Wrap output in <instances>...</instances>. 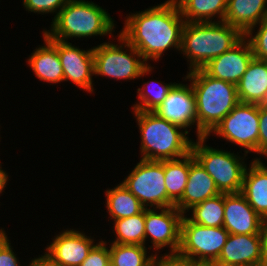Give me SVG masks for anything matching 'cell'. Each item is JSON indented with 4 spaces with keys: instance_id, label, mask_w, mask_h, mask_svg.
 Returning a JSON list of instances; mask_svg holds the SVG:
<instances>
[{
    "instance_id": "cell-1",
    "label": "cell",
    "mask_w": 267,
    "mask_h": 266,
    "mask_svg": "<svg viewBox=\"0 0 267 266\" xmlns=\"http://www.w3.org/2000/svg\"><path fill=\"white\" fill-rule=\"evenodd\" d=\"M123 21L119 34L149 65L159 63L166 51L180 53L185 20L174 2L165 0L142 11L127 13Z\"/></svg>"
},
{
    "instance_id": "cell-2",
    "label": "cell",
    "mask_w": 267,
    "mask_h": 266,
    "mask_svg": "<svg viewBox=\"0 0 267 266\" xmlns=\"http://www.w3.org/2000/svg\"><path fill=\"white\" fill-rule=\"evenodd\" d=\"M51 21L48 30L43 27V32L50 39L63 42H74L76 39L83 41L98 36L111 39L115 37L117 28V22L106 8L91 0H68Z\"/></svg>"
},
{
    "instance_id": "cell-3",
    "label": "cell",
    "mask_w": 267,
    "mask_h": 266,
    "mask_svg": "<svg viewBox=\"0 0 267 266\" xmlns=\"http://www.w3.org/2000/svg\"><path fill=\"white\" fill-rule=\"evenodd\" d=\"M243 38L239 29L224 21H185L179 54L187 60L186 72L203 69L211 59L232 49Z\"/></svg>"
},
{
    "instance_id": "cell-4",
    "label": "cell",
    "mask_w": 267,
    "mask_h": 266,
    "mask_svg": "<svg viewBox=\"0 0 267 266\" xmlns=\"http://www.w3.org/2000/svg\"><path fill=\"white\" fill-rule=\"evenodd\" d=\"M196 104L197 138L207 137L240 102L236 84L216 79L203 69L186 72Z\"/></svg>"
},
{
    "instance_id": "cell-5",
    "label": "cell",
    "mask_w": 267,
    "mask_h": 266,
    "mask_svg": "<svg viewBox=\"0 0 267 266\" xmlns=\"http://www.w3.org/2000/svg\"><path fill=\"white\" fill-rule=\"evenodd\" d=\"M138 128L139 158L178 159L191 153L193 138L183 128L159 117L153 111H131Z\"/></svg>"
},
{
    "instance_id": "cell-6",
    "label": "cell",
    "mask_w": 267,
    "mask_h": 266,
    "mask_svg": "<svg viewBox=\"0 0 267 266\" xmlns=\"http://www.w3.org/2000/svg\"><path fill=\"white\" fill-rule=\"evenodd\" d=\"M111 40L93 46L94 78L101 76L114 81L130 82L140 78L143 80V77L152 75V71L154 73V69H157L154 68L157 66L149 65L120 34L117 33V37ZM116 40L118 43H115Z\"/></svg>"
},
{
    "instance_id": "cell-7",
    "label": "cell",
    "mask_w": 267,
    "mask_h": 266,
    "mask_svg": "<svg viewBox=\"0 0 267 266\" xmlns=\"http://www.w3.org/2000/svg\"><path fill=\"white\" fill-rule=\"evenodd\" d=\"M208 137L193 140L191 153L206 172L214 179L220 193H240L246 168L249 165L248 154L220 149L207 144ZM241 155H240V154ZM247 157V158H246ZM248 163V164H247Z\"/></svg>"
},
{
    "instance_id": "cell-8",
    "label": "cell",
    "mask_w": 267,
    "mask_h": 266,
    "mask_svg": "<svg viewBox=\"0 0 267 266\" xmlns=\"http://www.w3.org/2000/svg\"><path fill=\"white\" fill-rule=\"evenodd\" d=\"M211 136L241 148L239 151L258 160L259 105L239 102L207 137Z\"/></svg>"
},
{
    "instance_id": "cell-9",
    "label": "cell",
    "mask_w": 267,
    "mask_h": 266,
    "mask_svg": "<svg viewBox=\"0 0 267 266\" xmlns=\"http://www.w3.org/2000/svg\"><path fill=\"white\" fill-rule=\"evenodd\" d=\"M229 232L223 227H206L192 222L185 214L181 222L177 256L190 263L215 262L227 242Z\"/></svg>"
},
{
    "instance_id": "cell-10",
    "label": "cell",
    "mask_w": 267,
    "mask_h": 266,
    "mask_svg": "<svg viewBox=\"0 0 267 266\" xmlns=\"http://www.w3.org/2000/svg\"><path fill=\"white\" fill-rule=\"evenodd\" d=\"M127 172L129 173L121 183L145 208L168 207L164 160L139 159V162Z\"/></svg>"
},
{
    "instance_id": "cell-11",
    "label": "cell",
    "mask_w": 267,
    "mask_h": 266,
    "mask_svg": "<svg viewBox=\"0 0 267 266\" xmlns=\"http://www.w3.org/2000/svg\"><path fill=\"white\" fill-rule=\"evenodd\" d=\"M183 216L175 206L146 208L145 247L148 246L155 255H162L166 248L168 250L163 255H176L180 247Z\"/></svg>"
},
{
    "instance_id": "cell-12",
    "label": "cell",
    "mask_w": 267,
    "mask_h": 266,
    "mask_svg": "<svg viewBox=\"0 0 267 266\" xmlns=\"http://www.w3.org/2000/svg\"><path fill=\"white\" fill-rule=\"evenodd\" d=\"M43 36L57 49L63 68L64 82L74 84L77 89L89 93H95V76L93 47L81 49L79 45L71 42H63L50 39L43 31Z\"/></svg>"
},
{
    "instance_id": "cell-13",
    "label": "cell",
    "mask_w": 267,
    "mask_h": 266,
    "mask_svg": "<svg viewBox=\"0 0 267 266\" xmlns=\"http://www.w3.org/2000/svg\"><path fill=\"white\" fill-rule=\"evenodd\" d=\"M81 228H65L55 233L43 252L61 266H80L92 248L101 240ZM88 233V234H87ZM95 238V239H94Z\"/></svg>"
},
{
    "instance_id": "cell-14",
    "label": "cell",
    "mask_w": 267,
    "mask_h": 266,
    "mask_svg": "<svg viewBox=\"0 0 267 266\" xmlns=\"http://www.w3.org/2000/svg\"><path fill=\"white\" fill-rule=\"evenodd\" d=\"M182 79V81H176L177 83L168 92L166 99L153 112L185 129L190 135L194 128V134L197 138L195 95L189 81L184 76Z\"/></svg>"
},
{
    "instance_id": "cell-15",
    "label": "cell",
    "mask_w": 267,
    "mask_h": 266,
    "mask_svg": "<svg viewBox=\"0 0 267 266\" xmlns=\"http://www.w3.org/2000/svg\"><path fill=\"white\" fill-rule=\"evenodd\" d=\"M266 224L241 193H224L223 227L229 234H262Z\"/></svg>"
},
{
    "instance_id": "cell-16",
    "label": "cell",
    "mask_w": 267,
    "mask_h": 266,
    "mask_svg": "<svg viewBox=\"0 0 267 266\" xmlns=\"http://www.w3.org/2000/svg\"><path fill=\"white\" fill-rule=\"evenodd\" d=\"M253 58L252 47L244 37L232 49L211 59L203 70L213 78L237 84Z\"/></svg>"
},
{
    "instance_id": "cell-17",
    "label": "cell",
    "mask_w": 267,
    "mask_h": 266,
    "mask_svg": "<svg viewBox=\"0 0 267 266\" xmlns=\"http://www.w3.org/2000/svg\"><path fill=\"white\" fill-rule=\"evenodd\" d=\"M262 260V234H229L215 261L223 266H258Z\"/></svg>"
},
{
    "instance_id": "cell-18",
    "label": "cell",
    "mask_w": 267,
    "mask_h": 266,
    "mask_svg": "<svg viewBox=\"0 0 267 266\" xmlns=\"http://www.w3.org/2000/svg\"><path fill=\"white\" fill-rule=\"evenodd\" d=\"M221 194L217 189L214 179L206 172L201 164L190 153V170L188 181L185 186L182 198L175 204V207L185 214L194 205L206 199Z\"/></svg>"
},
{
    "instance_id": "cell-19",
    "label": "cell",
    "mask_w": 267,
    "mask_h": 266,
    "mask_svg": "<svg viewBox=\"0 0 267 266\" xmlns=\"http://www.w3.org/2000/svg\"><path fill=\"white\" fill-rule=\"evenodd\" d=\"M42 38L44 43L37 45L25 62L43 84H61L64 82V73L57 49L43 35Z\"/></svg>"
},
{
    "instance_id": "cell-20",
    "label": "cell",
    "mask_w": 267,
    "mask_h": 266,
    "mask_svg": "<svg viewBox=\"0 0 267 266\" xmlns=\"http://www.w3.org/2000/svg\"><path fill=\"white\" fill-rule=\"evenodd\" d=\"M241 194L250 206L267 223V164L264 160H248Z\"/></svg>"
},
{
    "instance_id": "cell-21",
    "label": "cell",
    "mask_w": 267,
    "mask_h": 266,
    "mask_svg": "<svg viewBox=\"0 0 267 266\" xmlns=\"http://www.w3.org/2000/svg\"><path fill=\"white\" fill-rule=\"evenodd\" d=\"M239 101L262 105L267 102V61L253 58L236 84Z\"/></svg>"
},
{
    "instance_id": "cell-22",
    "label": "cell",
    "mask_w": 267,
    "mask_h": 266,
    "mask_svg": "<svg viewBox=\"0 0 267 266\" xmlns=\"http://www.w3.org/2000/svg\"><path fill=\"white\" fill-rule=\"evenodd\" d=\"M267 17V0H228L224 22L244 35Z\"/></svg>"
},
{
    "instance_id": "cell-23",
    "label": "cell",
    "mask_w": 267,
    "mask_h": 266,
    "mask_svg": "<svg viewBox=\"0 0 267 266\" xmlns=\"http://www.w3.org/2000/svg\"><path fill=\"white\" fill-rule=\"evenodd\" d=\"M119 183V184H118ZM105 191V207L108 222L131 217L141 213L145 207L141 202L120 182Z\"/></svg>"
},
{
    "instance_id": "cell-24",
    "label": "cell",
    "mask_w": 267,
    "mask_h": 266,
    "mask_svg": "<svg viewBox=\"0 0 267 266\" xmlns=\"http://www.w3.org/2000/svg\"><path fill=\"white\" fill-rule=\"evenodd\" d=\"M228 0H183L179 5L186 22L224 21Z\"/></svg>"
},
{
    "instance_id": "cell-25",
    "label": "cell",
    "mask_w": 267,
    "mask_h": 266,
    "mask_svg": "<svg viewBox=\"0 0 267 266\" xmlns=\"http://www.w3.org/2000/svg\"><path fill=\"white\" fill-rule=\"evenodd\" d=\"M190 170V153L178 159L164 160L165 186L168 195V207L182 198Z\"/></svg>"
},
{
    "instance_id": "cell-26",
    "label": "cell",
    "mask_w": 267,
    "mask_h": 266,
    "mask_svg": "<svg viewBox=\"0 0 267 266\" xmlns=\"http://www.w3.org/2000/svg\"><path fill=\"white\" fill-rule=\"evenodd\" d=\"M145 218L146 208L139 214L112 220V239L105 242L117 243V244H137L145 246Z\"/></svg>"
},
{
    "instance_id": "cell-27",
    "label": "cell",
    "mask_w": 267,
    "mask_h": 266,
    "mask_svg": "<svg viewBox=\"0 0 267 266\" xmlns=\"http://www.w3.org/2000/svg\"><path fill=\"white\" fill-rule=\"evenodd\" d=\"M106 243L109 246L111 266H150L156 256L142 245Z\"/></svg>"
},
{
    "instance_id": "cell-28",
    "label": "cell",
    "mask_w": 267,
    "mask_h": 266,
    "mask_svg": "<svg viewBox=\"0 0 267 266\" xmlns=\"http://www.w3.org/2000/svg\"><path fill=\"white\" fill-rule=\"evenodd\" d=\"M137 88V101L131 105V111H154L166 99L168 92L176 82H164L150 79Z\"/></svg>"
},
{
    "instance_id": "cell-29",
    "label": "cell",
    "mask_w": 267,
    "mask_h": 266,
    "mask_svg": "<svg viewBox=\"0 0 267 266\" xmlns=\"http://www.w3.org/2000/svg\"><path fill=\"white\" fill-rule=\"evenodd\" d=\"M185 215L194 223L220 227L224 223V193L194 205Z\"/></svg>"
},
{
    "instance_id": "cell-30",
    "label": "cell",
    "mask_w": 267,
    "mask_h": 266,
    "mask_svg": "<svg viewBox=\"0 0 267 266\" xmlns=\"http://www.w3.org/2000/svg\"><path fill=\"white\" fill-rule=\"evenodd\" d=\"M244 37L252 47L254 58L267 61V17L253 26Z\"/></svg>"
},
{
    "instance_id": "cell-31",
    "label": "cell",
    "mask_w": 267,
    "mask_h": 266,
    "mask_svg": "<svg viewBox=\"0 0 267 266\" xmlns=\"http://www.w3.org/2000/svg\"><path fill=\"white\" fill-rule=\"evenodd\" d=\"M68 0H22V6L26 12L41 15L50 14L53 20L60 10L66 5Z\"/></svg>"
},
{
    "instance_id": "cell-32",
    "label": "cell",
    "mask_w": 267,
    "mask_h": 266,
    "mask_svg": "<svg viewBox=\"0 0 267 266\" xmlns=\"http://www.w3.org/2000/svg\"><path fill=\"white\" fill-rule=\"evenodd\" d=\"M110 265V251L108 244L104 238L92 248L87 258L80 266H109Z\"/></svg>"
},
{
    "instance_id": "cell-33",
    "label": "cell",
    "mask_w": 267,
    "mask_h": 266,
    "mask_svg": "<svg viewBox=\"0 0 267 266\" xmlns=\"http://www.w3.org/2000/svg\"><path fill=\"white\" fill-rule=\"evenodd\" d=\"M8 233L5 231L0 237V266H24L21 264L16 251L14 250L11 237H8ZM12 243V244H11ZM28 266V265H25Z\"/></svg>"
},
{
    "instance_id": "cell-34",
    "label": "cell",
    "mask_w": 267,
    "mask_h": 266,
    "mask_svg": "<svg viewBox=\"0 0 267 266\" xmlns=\"http://www.w3.org/2000/svg\"><path fill=\"white\" fill-rule=\"evenodd\" d=\"M258 160H266L267 162V105L266 104L259 105Z\"/></svg>"
},
{
    "instance_id": "cell-35",
    "label": "cell",
    "mask_w": 267,
    "mask_h": 266,
    "mask_svg": "<svg viewBox=\"0 0 267 266\" xmlns=\"http://www.w3.org/2000/svg\"><path fill=\"white\" fill-rule=\"evenodd\" d=\"M150 266H189V261L177 255H156Z\"/></svg>"
},
{
    "instance_id": "cell-36",
    "label": "cell",
    "mask_w": 267,
    "mask_h": 266,
    "mask_svg": "<svg viewBox=\"0 0 267 266\" xmlns=\"http://www.w3.org/2000/svg\"><path fill=\"white\" fill-rule=\"evenodd\" d=\"M29 261L28 266H61L55 262H53L49 257H47L44 253L39 254L37 257L33 256Z\"/></svg>"
},
{
    "instance_id": "cell-37",
    "label": "cell",
    "mask_w": 267,
    "mask_h": 266,
    "mask_svg": "<svg viewBox=\"0 0 267 266\" xmlns=\"http://www.w3.org/2000/svg\"><path fill=\"white\" fill-rule=\"evenodd\" d=\"M3 168L2 162L0 161V197L4 195L5 189L7 188L6 186H8V181L12 177L9 172Z\"/></svg>"
},
{
    "instance_id": "cell-38",
    "label": "cell",
    "mask_w": 267,
    "mask_h": 266,
    "mask_svg": "<svg viewBox=\"0 0 267 266\" xmlns=\"http://www.w3.org/2000/svg\"><path fill=\"white\" fill-rule=\"evenodd\" d=\"M261 264L267 265V224L262 231V260Z\"/></svg>"
},
{
    "instance_id": "cell-39",
    "label": "cell",
    "mask_w": 267,
    "mask_h": 266,
    "mask_svg": "<svg viewBox=\"0 0 267 266\" xmlns=\"http://www.w3.org/2000/svg\"><path fill=\"white\" fill-rule=\"evenodd\" d=\"M189 266H213V263H190L189 262Z\"/></svg>"
},
{
    "instance_id": "cell-40",
    "label": "cell",
    "mask_w": 267,
    "mask_h": 266,
    "mask_svg": "<svg viewBox=\"0 0 267 266\" xmlns=\"http://www.w3.org/2000/svg\"><path fill=\"white\" fill-rule=\"evenodd\" d=\"M170 1L174 2L178 6L183 0H170Z\"/></svg>"
},
{
    "instance_id": "cell-41",
    "label": "cell",
    "mask_w": 267,
    "mask_h": 266,
    "mask_svg": "<svg viewBox=\"0 0 267 266\" xmlns=\"http://www.w3.org/2000/svg\"><path fill=\"white\" fill-rule=\"evenodd\" d=\"M6 230H5V228H0V237L2 236V234H4V232H5Z\"/></svg>"
},
{
    "instance_id": "cell-42",
    "label": "cell",
    "mask_w": 267,
    "mask_h": 266,
    "mask_svg": "<svg viewBox=\"0 0 267 266\" xmlns=\"http://www.w3.org/2000/svg\"><path fill=\"white\" fill-rule=\"evenodd\" d=\"M213 266H223V265H220V264L213 262Z\"/></svg>"
}]
</instances>
